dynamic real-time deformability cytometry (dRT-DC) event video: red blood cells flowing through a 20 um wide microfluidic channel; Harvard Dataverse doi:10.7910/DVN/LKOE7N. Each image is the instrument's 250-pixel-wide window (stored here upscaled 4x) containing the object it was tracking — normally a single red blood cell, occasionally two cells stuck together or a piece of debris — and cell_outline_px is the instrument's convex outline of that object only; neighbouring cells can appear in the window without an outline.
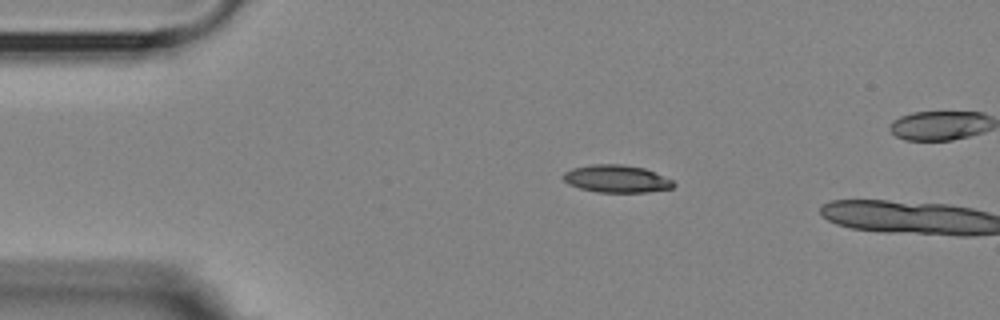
{"species": "Egyptian fruit bat (a non-hibernating species)", "species_latin": "Rousettus aegyptiacus", "temperature_condition": "room temperature", "stored_images_in_passage": 3, "camera_frame_rate_fps": 3000, "um_per_image_px": 0.085, "animal": {"sex": "female"}, "frame": {"image": 1, "passage_image": 1, "time_ms": 0.0, "image_size_px": [1000, 320], "cell_outline_px": [[676, 184], [672, 188], [648, 192], [596, 192], [580, 188], [568, 184], [560, 176], [564, 172], [572, 168], [592, 164], [620, 164], [644, 168], [672, 180]], "centroid_in_image_um": [52.37, 15.2], "position_along_channel_um": 32.6, "area_um2": 17.69}}